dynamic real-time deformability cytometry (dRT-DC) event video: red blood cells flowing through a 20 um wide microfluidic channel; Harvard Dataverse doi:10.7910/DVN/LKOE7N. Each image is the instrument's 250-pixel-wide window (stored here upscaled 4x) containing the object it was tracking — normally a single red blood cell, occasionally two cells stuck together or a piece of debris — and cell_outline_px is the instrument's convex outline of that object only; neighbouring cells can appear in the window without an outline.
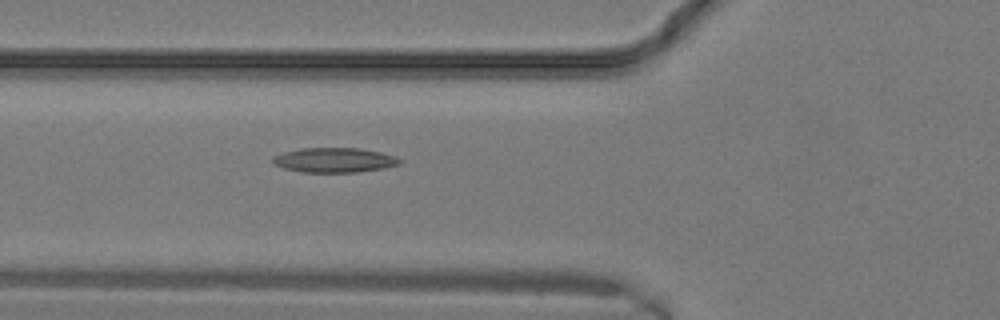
{"species": "common noctule bat (a hibernating species)", "species_latin": "Nyctalus noctula", "temperature_condition": "warm", "stored_images_in_passage": 5, "camera_frame_rate_fps": 3000, "um_per_image_px": 0.085, "animal": {"sex": "male", "body_mass_g": 19.2, "forearm_length_mm": 51.8}, "frame": {"image": 1, "passage_image": 5, "time_ms": 1.333, "image_size_px": [1000, 320], "cell_outline_px": [[400, 164], [384, 168], [356, 172], [300, 172], [284, 168], [272, 164], [272, 156], [284, 152], [304, 148], [360, 148], [380, 152], [396, 156], [400, 160]], "centroid_in_image_um": [28.39, 13.61], "position_along_channel_um": 97.4, "area_um2": 18.26}}